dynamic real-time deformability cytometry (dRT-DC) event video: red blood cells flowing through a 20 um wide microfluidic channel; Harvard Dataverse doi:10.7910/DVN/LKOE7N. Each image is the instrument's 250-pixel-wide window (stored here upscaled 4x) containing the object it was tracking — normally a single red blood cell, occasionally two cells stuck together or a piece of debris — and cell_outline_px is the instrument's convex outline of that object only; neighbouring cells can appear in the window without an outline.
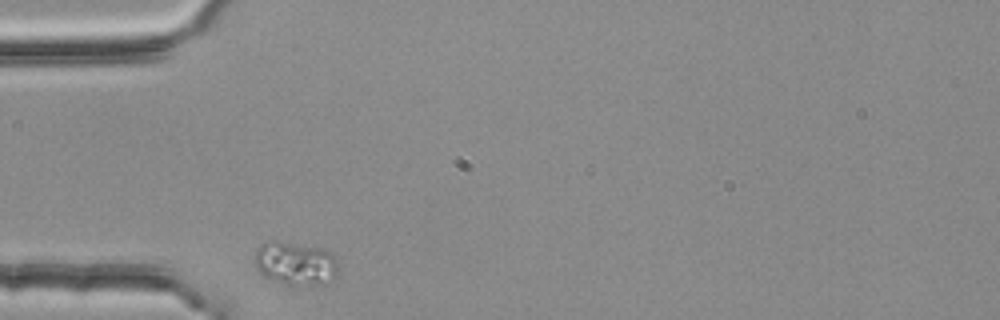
{"species": "common noctule bat (a hibernating species)", "species_latin": "Nyctalus noctula", "temperature_condition": "room temperature", "stored_images_in_passage": 5, "camera_frame_rate_fps": 3000, "um_per_image_px": 0.085, "animal": {"sex": "female", "body_mass_g": 25.1}, "frame": {"image": 1, "passage_image": 1, "time_ms": 0.0, "image_size_px": [1000, 320], "cell_outline_px": [[336, 276], [324, 284], [284, 284], [264, 276], [256, 268], [256, 252], [260, 244], [268, 240], [276, 240], [324, 248], [332, 252], [336, 260]], "centroid_in_image_um": [25.11, 22.35], "position_along_channel_um": 59.9, "area_um2": 21.04}}